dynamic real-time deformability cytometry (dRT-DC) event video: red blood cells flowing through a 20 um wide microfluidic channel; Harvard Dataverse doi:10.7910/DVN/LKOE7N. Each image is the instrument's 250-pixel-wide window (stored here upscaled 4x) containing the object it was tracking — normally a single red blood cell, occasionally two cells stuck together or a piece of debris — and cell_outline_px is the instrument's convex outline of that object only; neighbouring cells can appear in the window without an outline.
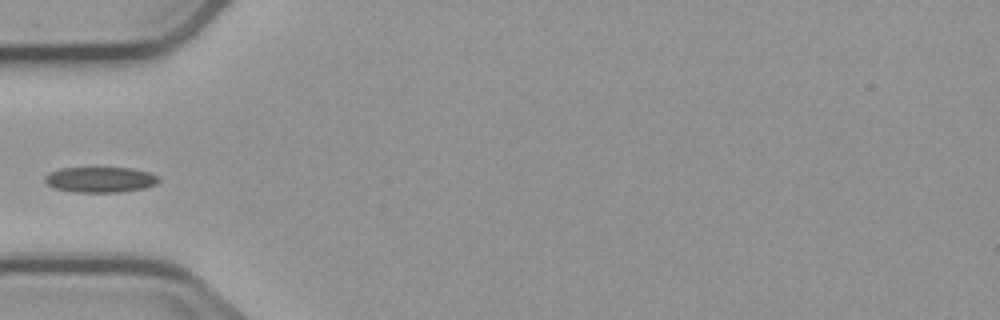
{"species": "common noctule bat (a hibernating species)", "species_latin": "Nyctalus noctula", "temperature_condition": "cold", "stored_images_in_passage": 4, "camera_frame_rate_fps": 3000, "um_per_image_px": 0.085, "animal": {"sex": "male", "body_mass_g": 23.1, "forearm_length_mm": 52.7}, "frame": {"image": 1, "passage_image": 4, "time_ms": 3.333, "image_size_px": [1000, 320], "cell_outline_px": [[160, 180], [156, 184], [144, 188], [120, 192], [72, 192], [52, 188], [44, 180], [44, 176], [60, 168], [132, 168], [148, 172], [160, 176]], "centroid_in_image_um": [8.53, 15.27], "position_along_channel_um": 76.5, "area_um2": 16.99}}